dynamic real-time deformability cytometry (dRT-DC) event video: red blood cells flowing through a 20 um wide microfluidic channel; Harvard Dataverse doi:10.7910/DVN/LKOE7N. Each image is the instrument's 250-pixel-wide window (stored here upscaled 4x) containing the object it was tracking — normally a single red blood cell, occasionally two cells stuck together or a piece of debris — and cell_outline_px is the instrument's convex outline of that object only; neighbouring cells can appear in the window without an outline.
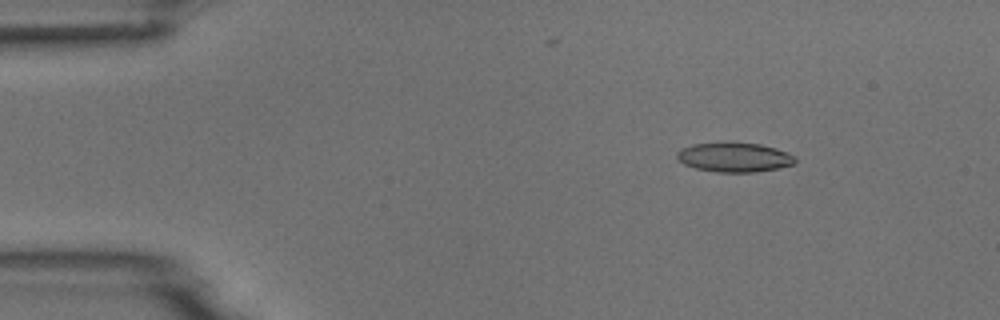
{"species": "common noctule bat (a hibernating species)", "species_latin": "Nyctalus noctula", "temperature_condition": "room temperature", "stored_images_in_passage": 4, "camera_frame_rate_fps": 3000, "um_per_image_px": 0.085, "animal": {"sex": "male", "body_mass_g": 18.8}, "frame": {"image": 1, "passage_image": 2, "time_ms": 1.333, "image_size_px": [1000, 320], "cell_outline_px": [[796, 160], [792, 164], [776, 168], [756, 172], [716, 172], [696, 168], [684, 164], [676, 156], [676, 152], [680, 148], [692, 144], [720, 140], [732, 140], [760, 144], [776, 148], [796, 156]], "centroid_in_image_um": [62.37, 13.32], "position_along_channel_um": 22.6, "area_um2": 20.92}}